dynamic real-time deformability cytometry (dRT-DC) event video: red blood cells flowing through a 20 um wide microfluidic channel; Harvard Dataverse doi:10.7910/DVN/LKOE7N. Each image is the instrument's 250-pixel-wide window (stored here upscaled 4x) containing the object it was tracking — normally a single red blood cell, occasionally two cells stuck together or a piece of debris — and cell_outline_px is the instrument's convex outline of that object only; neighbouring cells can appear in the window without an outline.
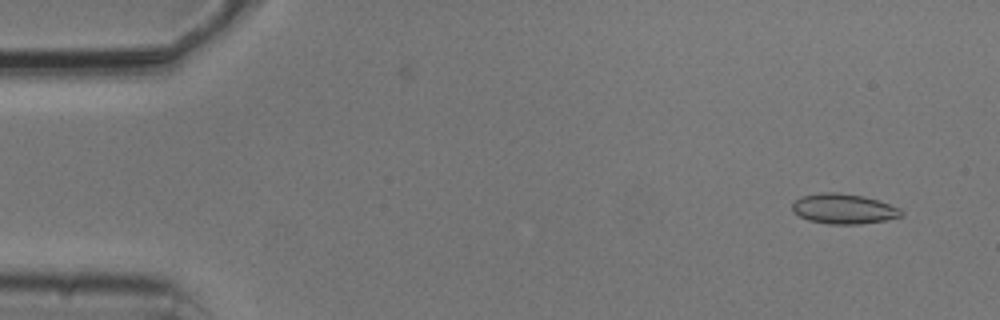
{"species": "common noctule bat (a hibernating species)", "species_latin": "Nyctalus noctula", "temperature_condition": "cold", "stored_images_in_passage": 52, "camera_frame_rate_fps": 3000, "um_per_image_px": 0.085, "animal": {"sex": "male", "body_mass_g": 20.5, "forearm_length_mm": 52.5}, "frame": {"image": 1, "passage_image": 3, "time_ms": 0.667, "image_size_px": [1000, 320], "cell_outline_px": [[904, 216], [884, 220], [860, 224], [828, 224], [808, 220], [792, 212], [792, 204], [800, 196], [824, 192], [836, 192], [864, 196], [900, 208], [904, 212]], "centroid_in_image_um": [71.7, 17.75], "position_along_channel_um": 13.3, "area_um2": 19.13}}
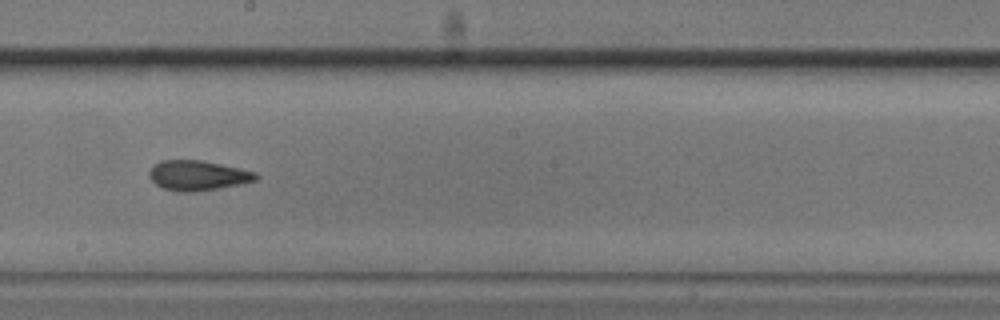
{"frame": {"image": 2, "passage_image": 29, "time_ms": 9.333, "image_size_px": [1000, 320], "cell_outline_px": [[260, 176], [256, 180], [220, 188], [192, 192], [176, 192], [164, 188], [156, 184], [148, 176], [148, 172], [160, 160], [200, 160], [240, 168], [256, 172]], "centroid_in_image_um": [16.81, 14.92], "position_along_channel_um": 231.4, "area_um2": 18.55}}
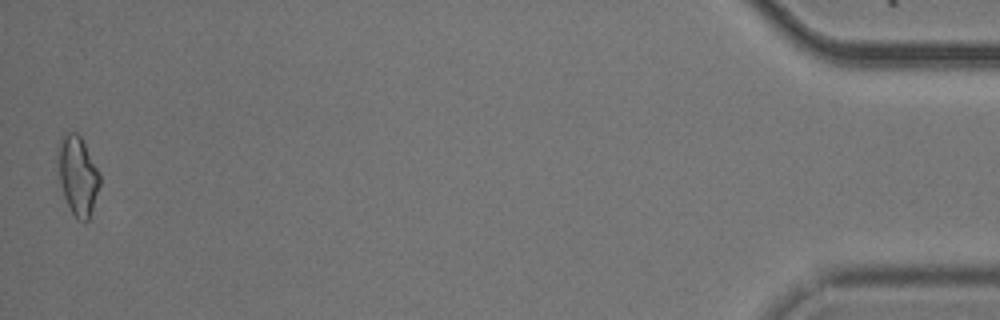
{"frame": {"image": 3, "passage_image": 52, "time_ms": 17.0, "image_size_px": [1000, 320], "cell_outline_px": [[100, 184], [88, 220], [76, 220], [64, 196], [60, 184], [56, 160], [56, 152], [60, 140], [68, 132], [76, 132], [80, 136], [100, 172]], "centroid_in_image_um": [6.58, 14.89], "position_along_channel_um": 428.6, "area_um2": 19.25}, "authors_computed_cell_mechanics": {"area_um2": 18.4382, "velocity_mm_per_s": 3.7868, "shape_relaxation_time_tau1_ms": null, "shape_relaxation_time_tau2_ms": 2.7608, "deformation_change_tau1": null, "deformation_change_tau2": 0.088}}